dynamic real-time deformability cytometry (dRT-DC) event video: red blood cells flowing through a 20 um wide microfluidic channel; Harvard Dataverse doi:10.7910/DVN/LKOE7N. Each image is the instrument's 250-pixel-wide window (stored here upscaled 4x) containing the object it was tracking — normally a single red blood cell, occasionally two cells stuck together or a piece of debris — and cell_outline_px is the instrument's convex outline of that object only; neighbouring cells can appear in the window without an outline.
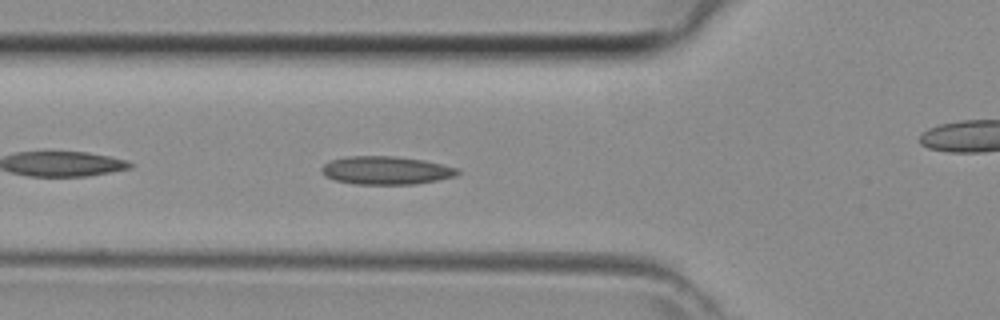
{"species": "common noctule bat (a hibernating species)", "species_latin": "Nyctalus noctula", "temperature_condition": "room temperature", "stored_images_in_passage": 41, "camera_frame_rate_fps": 3000, "um_per_image_px": 0.085, "animal": {"sex": "female", "body_mass_g": 29.2, "forearm_length_mm": 56.3}, "frame": {"image": 1, "passage_image": 11, "time_ms": 3.333, "image_size_px": [1000, 320], "cell_outline_px": [[460, 172], [456, 176], [416, 184], [356, 184], [336, 180], [324, 176], [320, 172], [320, 168], [328, 160], [348, 156], [396, 156], [424, 160], [460, 168]], "centroid_in_image_um": [32.8, 14.47], "position_along_channel_um": 93.0, "area_um2": 22.54}}
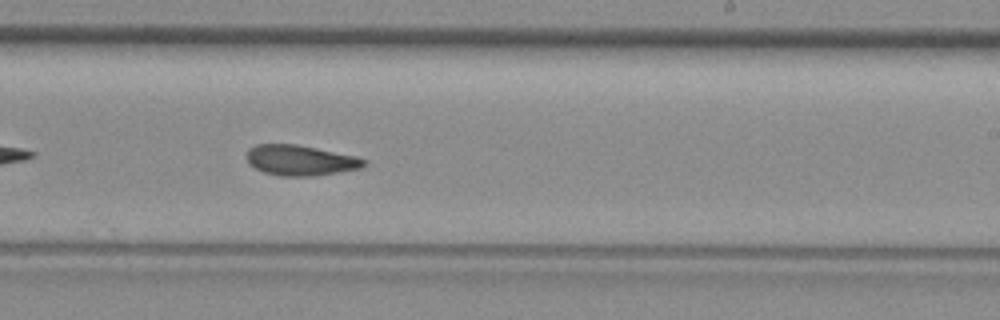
{"frame": {"image": 2, "passage_image": 22, "time_ms": 7.0, "image_size_px": [1000, 320], "cell_outline_px": [[368, 164], [360, 168], [312, 176], [280, 176], [264, 172], [248, 164], [248, 148], [256, 144], [296, 144], [356, 156], [368, 160]], "centroid_in_image_um": [25.54, 13.62], "position_along_channel_um": 263.5, "area_um2": 20.69}}
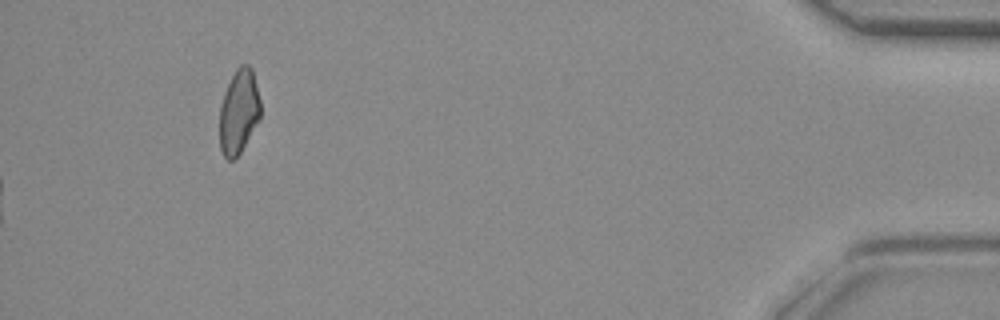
{"frame": {"image": 3, "passage_image": 41, "time_ms": 13.333, "image_size_px": [1000, 320], "cell_outline_px": [[260, 120], [240, 152], [232, 160], [228, 160], [224, 156], [220, 148], [220, 104], [224, 92], [236, 68], [240, 64], [248, 64], [252, 68], [260, 100]], "centroid_in_image_um": [20.3, 9.47], "position_along_channel_um": 414.9, "area_um2": 20.11}}